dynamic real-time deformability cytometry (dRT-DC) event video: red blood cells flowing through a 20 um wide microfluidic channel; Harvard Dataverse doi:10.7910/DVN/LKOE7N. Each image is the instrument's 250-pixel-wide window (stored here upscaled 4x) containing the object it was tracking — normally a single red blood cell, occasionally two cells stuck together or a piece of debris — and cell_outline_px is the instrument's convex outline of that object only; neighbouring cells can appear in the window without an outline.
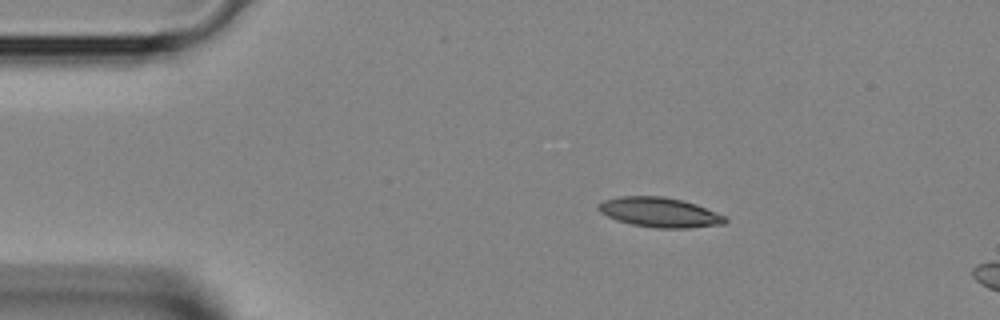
{"species": "Egyptian fruit bat (a non-hibernating species)", "species_latin": "Rousettus aegyptiacus", "temperature_condition": "room temperature", "stored_images_in_passage": 2, "camera_frame_rate_fps": 3000, "um_per_image_px": 0.085, "animal": {"sex": "female"}, "frame": {"image": 1, "passage_image": 1, "time_ms": 0.0, "image_size_px": [1000, 320], "cell_outline_px": [[728, 220], [724, 224], [688, 228], [656, 228], [632, 224], [616, 220], [600, 212], [596, 208], [596, 204], [604, 200], [620, 196], [664, 196], [684, 200], [696, 204], [728, 216]], "centroid_in_image_um": [56.09, 18.04], "position_along_channel_um": 28.9, "area_um2": 22.25}}